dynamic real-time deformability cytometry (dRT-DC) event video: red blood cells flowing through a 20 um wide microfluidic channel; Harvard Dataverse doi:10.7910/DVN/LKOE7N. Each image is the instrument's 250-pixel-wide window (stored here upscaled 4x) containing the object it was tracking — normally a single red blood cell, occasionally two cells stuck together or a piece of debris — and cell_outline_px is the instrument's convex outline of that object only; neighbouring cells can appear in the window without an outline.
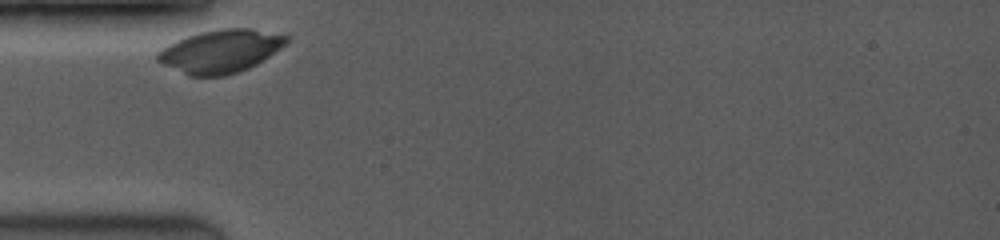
{"species": "common noctule bat (a hibernating species)", "species_latin": "Nyctalus noctula", "temperature_condition": "room temperature", "stored_images_in_passage": 6, "camera_frame_rate_fps": 3500, "um_per_image_px": 0.085, "animal": {"sex": "female", "body_mass_g": 19.0, "forearm_length_mm": 53.3}, "frame": {"image": 1, "passage_image": 1, "time_ms": 0.0, "image_size_px": [1000, 240], "cell_outline_px": [[292, 36], [280, 48], [256, 64], [248, 68], [224, 76], [188, 76], [156, 60], [156, 52], [168, 44], [188, 36], [200, 32], [224, 28], [248, 28]], "centroid_in_image_um": [18.72, 4.35], "position_along_channel_um": 66.3, "area_um2": 32.02}}
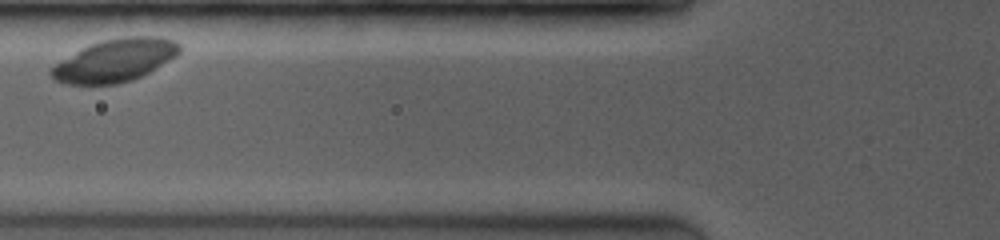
{"frame": {"image": 2, "passage_image": 4, "time_ms": 1.429, "image_size_px": [1000, 240], "cell_outline_px": [[180, 52], [176, 56], [156, 68], [132, 80], [116, 84], [64, 84], [56, 80], [48, 72], [48, 68], [80, 48], [88, 44], [100, 40], [120, 36], [152, 36], [172, 40], [180, 44]], "centroid_in_image_um": [9.72, 5.12], "position_along_channel_um": 116.1, "area_um2": 32.08}}